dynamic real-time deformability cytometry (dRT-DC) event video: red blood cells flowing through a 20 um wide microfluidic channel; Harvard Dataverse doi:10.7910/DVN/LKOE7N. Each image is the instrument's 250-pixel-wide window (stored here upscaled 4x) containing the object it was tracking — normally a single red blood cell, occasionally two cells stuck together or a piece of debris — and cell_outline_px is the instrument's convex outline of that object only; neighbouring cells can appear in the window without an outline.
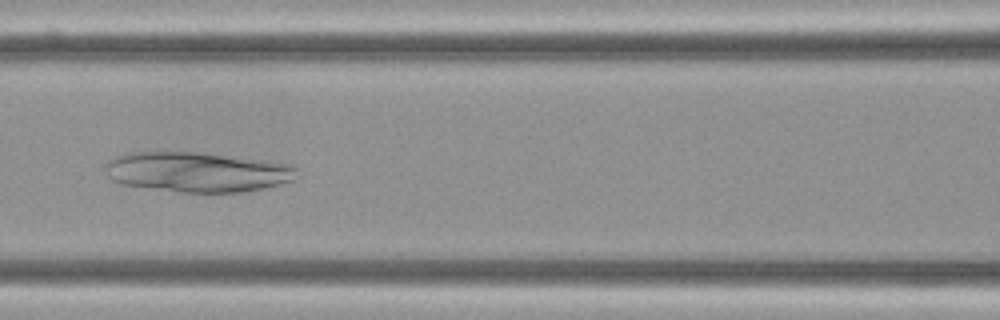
{"species": "Egyptian fruit bat (a non-hibernating species)", "species_latin": "Rousettus aegyptiacus", "temperature_condition": "cold", "stored_images_in_passage": 8, "camera_frame_rate_fps": 3000, "um_per_image_px": 0.085, "frame": {"image": 1, "passage_image": 7, "time_ms": 2.0, "image_size_px": [1000, 320], "cell_outline_px": [[296, 168], [292, 180], [280, 184], [264, 188], [240, 192], [180, 192], [120, 184], [112, 180], [108, 176], [104, 168], [104, 164], [108, 160], [124, 152], [196, 152], [292, 164]], "centroid_in_image_um": [16.67, 14.62], "position_along_channel_um": 149.9, "area_um2": 44.45}}
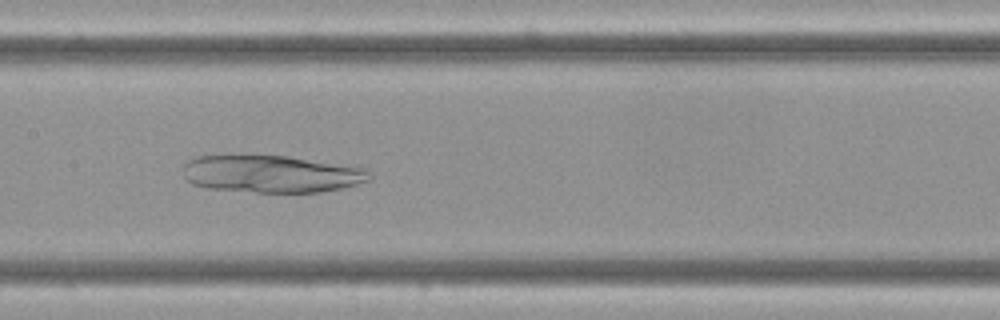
{"frame": {"image": 2, "passage_image": 8, "time_ms": 2.333, "image_size_px": [1000, 320], "cell_outline_px": [[372, 176], [368, 180], [356, 184], [340, 188], [320, 192], [256, 192], [208, 188], [192, 184], [184, 176], [184, 164], [188, 160], [196, 156], [288, 156], [364, 168]], "centroid_in_image_um": [23.04, 14.79], "position_along_channel_um": 184.4, "area_um2": 40.06}}